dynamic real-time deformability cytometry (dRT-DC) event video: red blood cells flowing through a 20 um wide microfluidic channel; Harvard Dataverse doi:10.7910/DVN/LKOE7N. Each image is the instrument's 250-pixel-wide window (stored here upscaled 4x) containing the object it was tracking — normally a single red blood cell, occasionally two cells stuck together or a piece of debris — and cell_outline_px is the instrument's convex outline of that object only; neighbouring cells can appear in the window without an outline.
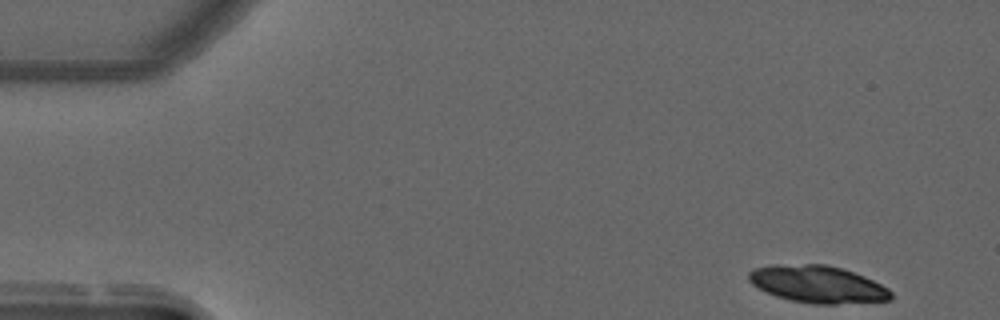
{"species": "common noctule bat (a hibernating species)", "species_latin": "Nyctalus noctula", "temperature_condition": "warm", "stored_images_in_passage": 51, "segment_of_instrument_passage": [1, 2], "camera_frame_rate_fps": 3000, "um_per_image_px": 0.085, "animal": {"sex": "male", "forearm_length_mm": 52.5}, "frame": {"image": 1, "passage_image": 1, "time_ms": 0.0, "image_size_px": [1000, 320], "cell_outline_px": [[892, 300], [836, 304], [812, 304], [792, 300], [776, 296], [752, 284], [748, 280], [748, 272], [752, 268], [772, 264], [824, 264], [840, 268], [864, 276], [888, 288], [892, 292]], "centroid_in_image_um": [69.48, 24.15], "position_along_channel_um": 15.5, "area_um2": 30.81}}
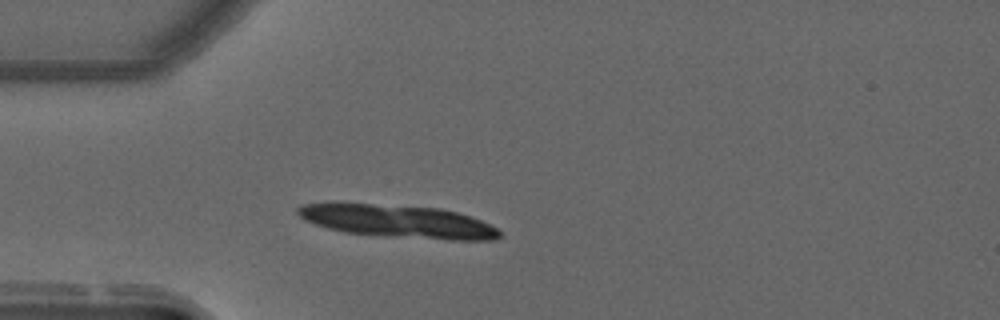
{"frame": {"image": 2, "passage_image": 12, "time_ms": 3.667, "image_size_px": [1000, 320], "cell_outline_px": [[500, 236], [496, 240], [448, 240], [380, 236], [344, 232], [328, 228], [304, 220], [296, 212], [296, 208], [300, 204], [332, 200], [336, 200], [440, 208], [456, 212], [480, 220], [496, 228], [500, 232]], "centroid_in_image_um": [33.68, 18.77], "position_along_channel_um": 51.3, "area_um2": 39.82}}